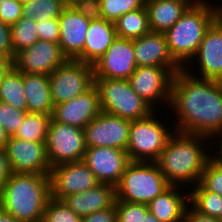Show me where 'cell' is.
I'll return each mask as SVG.
<instances>
[{"instance_id": "obj_1", "label": "cell", "mask_w": 222, "mask_h": 222, "mask_svg": "<svg viewBox=\"0 0 222 222\" xmlns=\"http://www.w3.org/2000/svg\"><path fill=\"white\" fill-rule=\"evenodd\" d=\"M169 108L175 131L212 138L222 133V83L200 79L184 69L174 74ZM176 113V114H175Z\"/></svg>"}, {"instance_id": "obj_2", "label": "cell", "mask_w": 222, "mask_h": 222, "mask_svg": "<svg viewBox=\"0 0 222 222\" xmlns=\"http://www.w3.org/2000/svg\"><path fill=\"white\" fill-rule=\"evenodd\" d=\"M210 139L178 131L170 136L156 161L169 185L185 188L188 184V188L200 182L206 163L211 158L212 143L210 146L205 142H212Z\"/></svg>"}, {"instance_id": "obj_3", "label": "cell", "mask_w": 222, "mask_h": 222, "mask_svg": "<svg viewBox=\"0 0 222 222\" xmlns=\"http://www.w3.org/2000/svg\"><path fill=\"white\" fill-rule=\"evenodd\" d=\"M50 198V175L12 173L0 189V208L20 222H33L43 219Z\"/></svg>"}, {"instance_id": "obj_4", "label": "cell", "mask_w": 222, "mask_h": 222, "mask_svg": "<svg viewBox=\"0 0 222 222\" xmlns=\"http://www.w3.org/2000/svg\"><path fill=\"white\" fill-rule=\"evenodd\" d=\"M215 3L208 0L193 3L182 17L164 32L170 54L182 68L195 56L206 31L220 16V6Z\"/></svg>"}, {"instance_id": "obj_5", "label": "cell", "mask_w": 222, "mask_h": 222, "mask_svg": "<svg viewBox=\"0 0 222 222\" xmlns=\"http://www.w3.org/2000/svg\"><path fill=\"white\" fill-rule=\"evenodd\" d=\"M169 186L156 162L131 161L115 186L116 199L148 204Z\"/></svg>"}, {"instance_id": "obj_6", "label": "cell", "mask_w": 222, "mask_h": 222, "mask_svg": "<svg viewBox=\"0 0 222 222\" xmlns=\"http://www.w3.org/2000/svg\"><path fill=\"white\" fill-rule=\"evenodd\" d=\"M102 112L134 121L155 111L132 88L128 80L94 79Z\"/></svg>"}, {"instance_id": "obj_7", "label": "cell", "mask_w": 222, "mask_h": 222, "mask_svg": "<svg viewBox=\"0 0 222 222\" xmlns=\"http://www.w3.org/2000/svg\"><path fill=\"white\" fill-rule=\"evenodd\" d=\"M156 112L131 121L126 149L131 161L156 162L168 139L175 132L170 128L172 125H169L168 129L164 122L155 117Z\"/></svg>"}, {"instance_id": "obj_8", "label": "cell", "mask_w": 222, "mask_h": 222, "mask_svg": "<svg viewBox=\"0 0 222 222\" xmlns=\"http://www.w3.org/2000/svg\"><path fill=\"white\" fill-rule=\"evenodd\" d=\"M49 83L54 105L71 101L94 85L93 66L68 59L49 75Z\"/></svg>"}, {"instance_id": "obj_9", "label": "cell", "mask_w": 222, "mask_h": 222, "mask_svg": "<svg viewBox=\"0 0 222 222\" xmlns=\"http://www.w3.org/2000/svg\"><path fill=\"white\" fill-rule=\"evenodd\" d=\"M86 148L84 129L51 118L46 139V153L51 168L83 160Z\"/></svg>"}, {"instance_id": "obj_10", "label": "cell", "mask_w": 222, "mask_h": 222, "mask_svg": "<svg viewBox=\"0 0 222 222\" xmlns=\"http://www.w3.org/2000/svg\"><path fill=\"white\" fill-rule=\"evenodd\" d=\"M197 59V60H196ZM196 70L190 72L191 62L196 61ZM199 64V65H198ZM188 68V69H187ZM188 74L200 78L221 81L222 80V17L219 16L206 31L197 53L183 68ZM190 69V70H189ZM198 69V70H197ZM198 73V74H196ZM199 76V77H198Z\"/></svg>"}, {"instance_id": "obj_11", "label": "cell", "mask_w": 222, "mask_h": 222, "mask_svg": "<svg viewBox=\"0 0 222 222\" xmlns=\"http://www.w3.org/2000/svg\"><path fill=\"white\" fill-rule=\"evenodd\" d=\"M173 77L167 67L139 66L128 81L131 88L154 109L158 101L169 107Z\"/></svg>"}, {"instance_id": "obj_12", "label": "cell", "mask_w": 222, "mask_h": 222, "mask_svg": "<svg viewBox=\"0 0 222 222\" xmlns=\"http://www.w3.org/2000/svg\"><path fill=\"white\" fill-rule=\"evenodd\" d=\"M130 124V120L101 111L84 128L86 147H111L126 150Z\"/></svg>"}, {"instance_id": "obj_13", "label": "cell", "mask_w": 222, "mask_h": 222, "mask_svg": "<svg viewBox=\"0 0 222 222\" xmlns=\"http://www.w3.org/2000/svg\"><path fill=\"white\" fill-rule=\"evenodd\" d=\"M50 182L51 197L58 200L94 188L100 183L83 160L52 167Z\"/></svg>"}, {"instance_id": "obj_14", "label": "cell", "mask_w": 222, "mask_h": 222, "mask_svg": "<svg viewBox=\"0 0 222 222\" xmlns=\"http://www.w3.org/2000/svg\"><path fill=\"white\" fill-rule=\"evenodd\" d=\"M134 39L116 37L93 65L94 79L128 80L135 71Z\"/></svg>"}, {"instance_id": "obj_15", "label": "cell", "mask_w": 222, "mask_h": 222, "mask_svg": "<svg viewBox=\"0 0 222 222\" xmlns=\"http://www.w3.org/2000/svg\"><path fill=\"white\" fill-rule=\"evenodd\" d=\"M5 152L13 173L50 175L46 143L28 142L10 136Z\"/></svg>"}, {"instance_id": "obj_16", "label": "cell", "mask_w": 222, "mask_h": 222, "mask_svg": "<svg viewBox=\"0 0 222 222\" xmlns=\"http://www.w3.org/2000/svg\"><path fill=\"white\" fill-rule=\"evenodd\" d=\"M67 60L59 43L38 40L31 47L16 54L13 64L21 73L50 75Z\"/></svg>"}, {"instance_id": "obj_17", "label": "cell", "mask_w": 222, "mask_h": 222, "mask_svg": "<svg viewBox=\"0 0 222 222\" xmlns=\"http://www.w3.org/2000/svg\"><path fill=\"white\" fill-rule=\"evenodd\" d=\"M83 161L100 183L116 186L131 162L126 150L111 147L86 148Z\"/></svg>"}, {"instance_id": "obj_18", "label": "cell", "mask_w": 222, "mask_h": 222, "mask_svg": "<svg viewBox=\"0 0 222 222\" xmlns=\"http://www.w3.org/2000/svg\"><path fill=\"white\" fill-rule=\"evenodd\" d=\"M101 111L99 93L93 85L75 99L54 105L51 118L84 129Z\"/></svg>"}, {"instance_id": "obj_19", "label": "cell", "mask_w": 222, "mask_h": 222, "mask_svg": "<svg viewBox=\"0 0 222 222\" xmlns=\"http://www.w3.org/2000/svg\"><path fill=\"white\" fill-rule=\"evenodd\" d=\"M136 65L167 67L173 74L183 68L173 59L162 32L150 31L134 39Z\"/></svg>"}, {"instance_id": "obj_20", "label": "cell", "mask_w": 222, "mask_h": 222, "mask_svg": "<svg viewBox=\"0 0 222 222\" xmlns=\"http://www.w3.org/2000/svg\"><path fill=\"white\" fill-rule=\"evenodd\" d=\"M60 27L59 45L67 59L75 60L84 49L86 33L91 20L67 5L58 18Z\"/></svg>"}, {"instance_id": "obj_21", "label": "cell", "mask_w": 222, "mask_h": 222, "mask_svg": "<svg viewBox=\"0 0 222 222\" xmlns=\"http://www.w3.org/2000/svg\"><path fill=\"white\" fill-rule=\"evenodd\" d=\"M115 200V186L106 183H99L94 188L63 199L64 203L81 217L109 208L115 204Z\"/></svg>"}, {"instance_id": "obj_22", "label": "cell", "mask_w": 222, "mask_h": 222, "mask_svg": "<svg viewBox=\"0 0 222 222\" xmlns=\"http://www.w3.org/2000/svg\"><path fill=\"white\" fill-rule=\"evenodd\" d=\"M114 22L106 19L91 20L84 43L83 52L75 59L94 65L116 39Z\"/></svg>"}, {"instance_id": "obj_23", "label": "cell", "mask_w": 222, "mask_h": 222, "mask_svg": "<svg viewBox=\"0 0 222 222\" xmlns=\"http://www.w3.org/2000/svg\"><path fill=\"white\" fill-rule=\"evenodd\" d=\"M200 0H146L149 27L153 32L170 29L195 2Z\"/></svg>"}, {"instance_id": "obj_24", "label": "cell", "mask_w": 222, "mask_h": 222, "mask_svg": "<svg viewBox=\"0 0 222 222\" xmlns=\"http://www.w3.org/2000/svg\"><path fill=\"white\" fill-rule=\"evenodd\" d=\"M180 190V186L170 185L147 204L149 212L160 222H183L189 205V192L185 194Z\"/></svg>"}, {"instance_id": "obj_25", "label": "cell", "mask_w": 222, "mask_h": 222, "mask_svg": "<svg viewBox=\"0 0 222 222\" xmlns=\"http://www.w3.org/2000/svg\"><path fill=\"white\" fill-rule=\"evenodd\" d=\"M23 86L27 101V112L52 115L49 75L23 73Z\"/></svg>"}, {"instance_id": "obj_26", "label": "cell", "mask_w": 222, "mask_h": 222, "mask_svg": "<svg viewBox=\"0 0 222 222\" xmlns=\"http://www.w3.org/2000/svg\"><path fill=\"white\" fill-rule=\"evenodd\" d=\"M117 37L137 39L150 32L146 7L127 12L114 22Z\"/></svg>"}, {"instance_id": "obj_27", "label": "cell", "mask_w": 222, "mask_h": 222, "mask_svg": "<svg viewBox=\"0 0 222 222\" xmlns=\"http://www.w3.org/2000/svg\"><path fill=\"white\" fill-rule=\"evenodd\" d=\"M0 101L12 105L15 109L27 112L23 73L14 67L4 77L0 85Z\"/></svg>"}, {"instance_id": "obj_28", "label": "cell", "mask_w": 222, "mask_h": 222, "mask_svg": "<svg viewBox=\"0 0 222 222\" xmlns=\"http://www.w3.org/2000/svg\"><path fill=\"white\" fill-rule=\"evenodd\" d=\"M51 115L27 112L22 125L12 136L28 142L46 143Z\"/></svg>"}, {"instance_id": "obj_29", "label": "cell", "mask_w": 222, "mask_h": 222, "mask_svg": "<svg viewBox=\"0 0 222 222\" xmlns=\"http://www.w3.org/2000/svg\"><path fill=\"white\" fill-rule=\"evenodd\" d=\"M189 204L201 214L222 220V196L207 191L200 183L191 187Z\"/></svg>"}, {"instance_id": "obj_30", "label": "cell", "mask_w": 222, "mask_h": 222, "mask_svg": "<svg viewBox=\"0 0 222 222\" xmlns=\"http://www.w3.org/2000/svg\"><path fill=\"white\" fill-rule=\"evenodd\" d=\"M11 44L14 55L31 47L39 40L37 34V21L31 17L22 16L15 24L10 26Z\"/></svg>"}, {"instance_id": "obj_31", "label": "cell", "mask_w": 222, "mask_h": 222, "mask_svg": "<svg viewBox=\"0 0 222 222\" xmlns=\"http://www.w3.org/2000/svg\"><path fill=\"white\" fill-rule=\"evenodd\" d=\"M67 4L63 0H36L23 6V15L36 21L59 18Z\"/></svg>"}, {"instance_id": "obj_32", "label": "cell", "mask_w": 222, "mask_h": 222, "mask_svg": "<svg viewBox=\"0 0 222 222\" xmlns=\"http://www.w3.org/2000/svg\"><path fill=\"white\" fill-rule=\"evenodd\" d=\"M102 16L107 21L115 22L127 12L145 6L146 0H100Z\"/></svg>"}, {"instance_id": "obj_33", "label": "cell", "mask_w": 222, "mask_h": 222, "mask_svg": "<svg viewBox=\"0 0 222 222\" xmlns=\"http://www.w3.org/2000/svg\"><path fill=\"white\" fill-rule=\"evenodd\" d=\"M45 222H81L82 217L72 211L63 200L50 198L44 213Z\"/></svg>"}, {"instance_id": "obj_34", "label": "cell", "mask_w": 222, "mask_h": 222, "mask_svg": "<svg viewBox=\"0 0 222 222\" xmlns=\"http://www.w3.org/2000/svg\"><path fill=\"white\" fill-rule=\"evenodd\" d=\"M117 222H144V216L149 212L145 203H131L115 200Z\"/></svg>"}, {"instance_id": "obj_35", "label": "cell", "mask_w": 222, "mask_h": 222, "mask_svg": "<svg viewBox=\"0 0 222 222\" xmlns=\"http://www.w3.org/2000/svg\"><path fill=\"white\" fill-rule=\"evenodd\" d=\"M26 114V111L15 109L12 105L0 101V124L9 137L22 125Z\"/></svg>"}, {"instance_id": "obj_36", "label": "cell", "mask_w": 222, "mask_h": 222, "mask_svg": "<svg viewBox=\"0 0 222 222\" xmlns=\"http://www.w3.org/2000/svg\"><path fill=\"white\" fill-rule=\"evenodd\" d=\"M199 183L207 191L222 196V165L210 158L202 172Z\"/></svg>"}, {"instance_id": "obj_37", "label": "cell", "mask_w": 222, "mask_h": 222, "mask_svg": "<svg viewBox=\"0 0 222 222\" xmlns=\"http://www.w3.org/2000/svg\"><path fill=\"white\" fill-rule=\"evenodd\" d=\"M24 4L21 0H4L0 4V20L11 26L23 16Z\"/></svg>"}, {"instance_id": "obj_38", "label": "cell", "mask_w": 222, "mask_h": 222, "mask_svg": "<svg viewBox=\"0 0 222 222\" xmlns=\"http://www.w3.org/2000/svg\"><path fill=\"white\" fill-rule=\"evenodd\" d=\"M37 34L39 40L59 43L60 27L58 18L37 21Z\"/></svg>"}, {"instance_id": "obj_39", "label": "cell", "mask_w": 222, "mask_h": 222, "mask_svg": "<svg viewBox=\"0 0 222 222\" xmlns=\"http://www.w3.org/2000/svg\"><path fill=\"white\" fill-rule=\"evenodd\" d=\"M71 6L89 20L103 19L100 0H75Z\"/></svg>"}, {"instance_id": "obj_40", "label": "cell", "mask_w": 222, "mask_h": 222, "mask_svg": "<svg viewBox=\"0 0 222 222\" xmlns=\"http://www.w3.org/2000/svg\"><path fill=\"white\" fill-rule=\"evenodd\" d=\"M0 55L10 57L14 60L15 55L11 44L10 26L0 20Z\"/></svg>"}, {"instance_id": "obj_41", "label": "cell", "mask_w": 222, "mask_h": 222, "mask_svg": "<svg viewBox=\"0 0 222 222\" xmlns=\"http://www.w3.org/2000/svg\"><path fill=\"white\" fill-rule=\"evenodd\" d=\"M81 222H117L115 204L104 210L83 216Z\"/></svg>"}, {"instance_id": "obj_42", "label": "cell", "mask_w": 222, "mask_h": 222, "mask_svg": "<svg viewBox=\"0 0 222 222\" xmlns=\"http://www.w3.org/2000/svg\"><path fill=\"white\" fill-rule=\"evenodd\" d=\"M183 222H222V220L201 214L189 204Z\"/></svg>"}, {"instance_id": "obj_43", "label": "cell", "mask_w": 222, "mask_h": 222, "mask_svg": "<svg viewBox=\"0 0 222 222\" xmlns=\"http://www.w3.org/2000/svg\"><path fill=\"white\" fill-rule=\"evenodd\" d=\"M12 169L5 150H0V189L12 175Z\"/></svg>"}, {"instance_id": "obj_44", "label": "cell", "mask_w": 222, "mask_h": 222, "mask_svg": "<svg viewBox=\"0 0 222 222\" xmlns=\"http://www.w3.org/2000/svg\"><path fill=\"white\" fill-rule=\"evenodd\" d=\"M14 67L13 59L0 55V85L3 82L4 77Z\"/></svg>"}, {"instance_id": "obj_45", "label": "cell", "mask_w": 222, "mask_h": 222, "mask_svg": "<svg viewBox=\"0 0 222 222\" xmlns=\"http://www.w3.org/2000/svg\"><path fill=\"white\" fill-rule=\"evenodd\" d=\"M217 137V138H216ZM221 139H220V138ZM213 138H214V140L215 141H217V142H214V144L216 143H218V141H219V146H218V144H217V146H215V147H218L219 149H211V151H212V153H211V158L214 160V161H216L218 164H220V165H222V133L221 134H217L216 136H214V137H212L211 138V140H213ZM218 138H219V140H218ZM217 139V140H216ZM214 150V151H213ZM216 150H217V152H216ZM214 153V154H213ZM216 153V154H215Z\"/></svg>"}, {"instance_id": "obj_46", "label": "cell", "mask_w": 222, "mask_h": 222, "mask_svg": "<svg viewBox=\"0 0 222 222\" xmlns=\"http://www.w3.org/2000/svg\"><path fill=\"white\" fill-rule=\"evenodd\" d=\"M9 136L4 130V127L0 124V150H5Z\"/></svg>"}, {"instance_id": "obj_47", "label": "cell", "mask_w": 222, "mask_h": 222, "mask_svg": "<svg viewBox=\"0 0 222 222\" xmlns=\"http://www.w3.org/2000/svg\"><path fill=\"white\" fill-rule=\"evenodd\" d=\"M0 222H20L19 220H17L14 216H12L11 214L3 211L0 208Z\"/></svg>"}, {"instance_id": "obj_48", "label": "cell", "mask_w": 222, "mask_h": 222, "mask_svg": "<svg viewBox=\"0 0 222 222\" xmlns=\"http://www.w3.org/2000/svg\"><path fill=\"white\" fill-rule=\"evenodd\" d=\"M144 222H160L152 213L148 212L144 216Z\"/></svg>"}, {"instance_id": "obj_49", "label": "cell", "mask_w": 222, "mask_h": 222, "mask_svg": "<svg viewBox=\"0 0 222 222\" xmlns=\"http://www.w3.org/2000/svg\"><path fill=\"white\" fill-rule=\"evenodd\" d=\"M67 5H71L75 0H63Z\"/></svg>"}, {"instance_id": "obj_50", "label": "cell", "mask_w": 222, "mask_h": 222, "mask_svg": "<svg viewBox=\"0 0 222 222\" xmlns=\"http://www.w3.org/2000/svg\"><path fill=\"white\" fill-rule=\"evenodd\" d=\"M34 1H36V0H21V2H22L23 4L31 3V2H34Z\"/></svg>"}, {"instance_id": "obj_51", "label": "cell", "mask_w": 222, "mask_h": 222, "mask_svg": "<svg viewBox=\"0 0 222 222\" xmlns=\"http://www.w3.org/2000/svg\"><path fill=\"white\" fill-rule=\"evenodd\" d=\"M33 222H45V221H44V219H40V220L33 221Z\"/></svg>"}, {"instance_id": "obj_52", "label": "cell", "mask_w": 222, "mask_h": 222, "mask_svg": "<svg viewBox=\"0 0 222 222\" xmlns=\"http://www.w3.org/2000/svg\"><path fill=\"white\" fill-rule=\"evenodd\" d=\"M220 16L222 17V5L220 7Z\"/></svg>"}]
</instances>
